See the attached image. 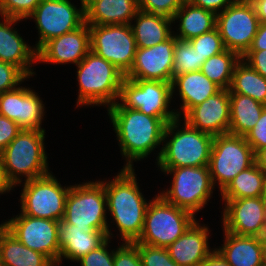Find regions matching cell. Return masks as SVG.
Instances as JSON below:
<instances>
[{"label": "cell", "instance_id": "cell-47", "mask_svg": "<svg viewBox=\"0 0 266 266\" xmlns=\"http://www.w3.org/2000/svg\"><path fill=\"white\" fill-rule=\"evenodd\" d=\"M199 266H230L224 257L215 249Z\"/></svg>", "mask_w": 266, "mask_h": 266}, {"label": "cell", "instance_id": "cell-39", "mask_svg": "<svg viewBox=\"0 0 266 266\" xmlns=\"http://www.w3.org/2000/svg\"><path fill=\"white\" fill-rule=\"evenodd\" d=\"M26 78L29 77L17 66L0 61V94L18 88Z\"/></svg>", "mask_w": 266, "mask_h": 266}, {"label": "cell", "instance_id": "cell-31", "mask_svg": "<svg viewBox=\"0 0 266 266\" xmlns=\"http://www.w3.org/2000/svg\"><path fill=\"white\" fill-rule=\"evenodd\" d=\"M229 93L249 96L266 105V78L251 68L242 59L236 64Z\"/></svg>", "mask_w": 266, "mask_h": 266}, {"label": "cell", "instance_id": "cell-11", "mask_svg": "<svg viewBox=\"0 0 266 266\" xmlns=\"http://www.w3.org/2000/svg\"><path fill=\"white\" fill-rule=\"evenodd\" d=\"M259 19L250 0H234L217 13L216 27L226 49L242 57L251 47Z\"/></svg>", "mask_w": 266, "mask_h": 266}, {"label": "cell", "instance_id": "cell-42", "mask_svg": "<svg viewBox=\"0 0 266 266\" xmlns=\"http://www.w3.org/2000/svg\"><path fill=\"white\" fill-rule=\"evenodd\" d=\"M244 137L254 153L266 147V107L255 126Z\"/></svg>", "mask_w": 266, "mask_h": 266}, {"label": "cell", "instance_id": "cell-34", "mask_svg": "<svg viewBox=\"0 0 266 266\" xmlns=\"http://www.w3.org/2000/svg\"><path fill=\"white\" fill-rule=\"evenodd\" d=\"M173 77L182 73L200 71L207 60L201 58L189 41L175 40Z\"/></svg>", "mask_w": 266, "mask_h": 266}, {"label": "cell", "instance_id": "cell-17", "mask_svg": "<svg viewBox=\"0 0 266 266\" xmlns=\"http://www.w3.org/2000/svg\"><path fill=\"white\" fill-rule=\"evenodd\" d=\"M176 39L172 34L166 41L153 47H137L132 67L125 77L172 83Z\"/></svg>", "mask_w": 266, "mask_h": 266}, {"label": "cell", "instance_id": "cell-28", "mask_svg": "<svg viewBox=\"0 0 266 266\" xmlns=\"http://www.w3.org/2000/svg\"><path fill=\"white\" fill-rule=\"evenodd\" d=\"M0 266H56L47 256L23 245L6 228L0 233Z\"/></svg>", "mask_w": 266, "mask_h": 266}, {"label": "cell", "instance_id": "cell-41", "mask_svg": "<svg viewBox=\"0 0 266 266\" xmlns=\"http://www.w3.org/2000/svg\"><path fill=\"white\" fill-rule=\"evenodd\" d=\"M113 266H143L138 248L133 243H123L114 251Z\"/></svg>", "mask_w": 266, "mask_h": 266}, {"label": "cell", "instance_id": "cell-13", "mask_svg": "<svg viewBox=\"0 0 266 266\" xmlns=\"http://www.w3.org/2000/svg\"><path fill=\"white\" fill-rule=\"evenodd\" d=\"M91 51L115 65L125 75L132 67L137 50L128 24L89 25Z\"/></svg>", "mask_w": 266, "mask_h": 266}, {"label": "cell", "instance_id": "cell-14", "mask_svg": "<svg viewBox=\"0 0 266 266\" xmlns=\"http://www.w3.org/2000/svg\"><path fill=\"white\" fill-rule=\"evenodd\" d=\"M39 31L38 51L47 41L72 32L85 23L84 6L77 9L69 0H42L29 16Z\"/></svg>", "mask_w": 266, "mask_h": 266}, {"label": "cell", "instance_id": "cell-4", "mask_svg": "<svg viewBox=\"0 0 266 266\" xmlns=\"http://www.w3.org/2000/svg\"><path fill=\"white\" fill-rule=\"evenodd\" d=\"M76 66L79 82L77 106L103 104L109 108L116 103L125 78L122 71L91 50Z\"/></svg>", "mask_w": 266, "mask_h": 266}, {"label": "cell", "instance_id": "cell-43", "mask_svg": "<svg viewBox=\"0 0 266 266\" xmlns=\"http://www.w3.org/2000/svg\"><path fill=\"white\" fill-rule=\"evenodd\" d=\"M21 130L22 128L15 121L0 115V153Z\"/></svg>", "mask_w": 266, "mask_h": 266}, {"label": "cell", "instance_id": "cell-32", "mask_svg": "<svg viewBox=\"0 0 266 266\" xmlns=\"http://www.w3.org/2000/svg\"><path fill=\"white\" fill-rule=\"evenodd\" d=\"M264 171L256 163L240 172L221 192L222 199L261 197Z\"/></svg>", "mask_w": 266, "mask_h": 266}, {"label": "cell", "instance_id": "cell-5", "mask_svg": "<svg viewBox=\"0 0 266 266\" xmlns=\"http://www.w3.org/2000/svg\"><path fill=\"white\" fill-rule=\"evenodd\" d=\"M45 130L22 129L0 153L6 177L12 186L49 174L44 148Z\"/></svg>", "mask_w": 266, "mask_h": 266}, {"label": "cell", "instance_id": "cell-51", "mask_svg": "<svg viewBox=\"0 0 266 266\" xmlns=\"http://www.w3.org/2000/svg\"><path fill=\"white\" fill-rule=\"evenodd\" d=\"M263 266H266V235L261 237Z\"/></svg>", "mask_w": 266, "mask_h": 266}, {"label": "cell", "instance_id": "cell-21", "mask_svg": "<svg viewBox=\"0 0 266 266\" xmlns=\"http://www.w3.org/2000/svg\"><path fill=\"white\" fill-rule=\"evenodd\" d=\"M107 239V234L104 231H94L91 227L79 228L66 223L63 219L60 220L58 226L59 264L62 257L77 261L98 248Z\"/></svg>", "mask_w": 266, "mask_h": 266}, {"label": "cell", "instance_id": "cell-8", "mask_svg": "<svg viewBox=\"0 0 266 266\" xmlns=\"http://www.w3.org/2000/svg\"><path fill=\"white\" fill-rule=\"evenodd\" d=\"M172 83L124 78L119 98L125 108L139 110L151 117L162 118L167 124L181 118L180 112L169 110L172 100Z\"/></svg>", "mask_w": 266, "mask_h": 266}, {"label": "cell", "instance_id": "cell-9", "mask_svg": "<svg viewBox=\"0 0 266 266\" xmlns=\"http://www.w3.org/2000/svg\"><path fill=\"white\" fill-rule=\"evenodd\" d=\"M254 163L255 153L244 136L229 133L214 136L208 167L213 186L218 181L220 193Z\"/></svg>", "mask_w": 266, "mask_h": 266}, {"label": "cell", "instance_id": "cell-38", "mask_svg": "<svg viewBox=\"0 0 266 266\" xmlns=\"http://www.w3.org/2000/svg\"><path fill=\"white\" fill-rule=\"evenodd\" d=\"M185 0H138L139 10L173 18Z\"/></svg>", "mask_w": 266, "mask_h": 266}, {"label": "cell", "instance_id": "cell-35", "mask_svg": "<svg viewBox=\"0 0 266 266\" xmlns=\"http://www.w3.org/2000/svg\"><path fill=\"white\" fill-rule=\"evenodd\" d=\"M189 42L194 49L197 50L201 58L206 59L219 54L226 49L217 27L209 32L190 39Z\"/></svg>", "mask_w": 266, "mask_h": 266}, {"label": "cell", "instance_id": "cell-1", "mask_svg": "<svg viewBox=\"0 0 266 266\" xmlns=\"http://www.w3.org/2000/svg\"><path fill=\"white\" fill-rule=\"evenodd\" d=\"M107 109L122 156L127 158L123 169H133V160L144 159L165 142L163 135L167 123L162 118L125 108L118 102Z\"/></svg>", "mask_w": 266, "mask_h": 266}, {"label": "cell", "instance_id": "cell-19", "mask_svg": "<svg viewBox=\"0 0 266 266\" xmlns=\"http://www.w3.org/2000/svg\"><path fill=\"white\" fill-rule=\"evenodd\" d=\"M42 99L31 88L18 87L0 94V115L15 121L22 129L41 128L44 116Z\"/></svg>", "mask_w": 266, "mask_h": 266}, {"label": "cell", "instance_id": "cell-23", "mask_svg": "<svg viewBox=\"0 0 266 266\" xmlns=\"http://www.w3.org/2000/svg\"><path fill=\"white\" fill-rule=\"evenodd\" d=\"M3 19L4 22H0V61L17 66L31 77L35 74L30 67L37 61V51L24 42L18 31L13 30L12 25L21 19L11 17Z\"/></svg>", "mask_w": 266, "mask_h": 266}, {"label": "cell", "instance_id": "cell-26", "mask_svg": "<svg viewBox=\"0 0 266 266\" xmlns=\"http://www.w3.org/2000/svg\"><path fill=\"white\" fill-rule=\"evenodd\" d=\"M176 87L183 102L180 109H182L184 115L192 107L201 104L221 89L201 71H192L174 76L172 93H174Z\"/></svg>", "mask_w": 266, "mask_h": 266}, {"label": "cell", "instance_id": "cell-7", "mask_svg": "<svg viewBox=\"0 0 266 266\" xmlns=\"http://www.w3.org/2000/svg\"><path fill=\"white\" fill-rule=\"evenodd\" d=\"M106 192L101 181L86 182L70 186L63 220L79 228L91 227L112 235L106 219Z\"/></svg>", "mask_w": 266, "mask_h": 266}, {"label": "cell", "instance_id": "cell-53", "mask_svg": "<svg viewBox=\"0 0 266 266\" xmlns=\"http://www.w3.org/2000/svg\"><path fill=\"white\" fill-rule=\"evenodd\" d=\"M81 1V6H86L91 0H80Z\"/></svg>", "mask_w": 266, "mask_h": 266}, {"label": "cell", "instance_id": "cell-54", "mask_svg": "<svg viewBox=\"0 0 266 266\" xmlns=\"http://www.w3.org/2000/svg\"><path fill=\"white\" fill-rule=\"evenodd\" d=\"M4 228H5V222L3 224H0V233L3 231Z\"/></svg>", "mask_w": 266, "mask_h": 266}, {"label": "cell", "instance_id": "cell-24", "mask_svg": "<svg viewBox=\"0 0 266 266\" xmlns=\"http://www.w3.org/2000/svg\"><path fill=\"white\" fill-rule=\"evenodd\" d=\"M84 11L85 22L88 25H130L139 11V2L138 0H91L84 7Z\"/></svg>", "mask_w": 266, "mask_h": 266}, {"label": "cell", "instance_id": "cell-45", "mask_svg": "<svg viewBox=\"0 0 266 266\" xmlns=\"http://www.w3.org/2000/svg\"><path fill=\"white\" fill-rule=\"evenodd\" d=\"M188 1L195 6L210 10L217 14L226 9L234 0H188Z\"/></svg>", "mask_w": 266, "mask_h": 266}, {"label": "cell", "instance_id": "cell-33", "mask_svg": "<svg viewBox=\"0 0 266 266\" xmlns=\"http://www.w3.org/2000/svg\"><path fill=\"white\" fill-rule=\"evenodd\" d=\"M241 57L228 49L208 58L201 67V72L221 89H229L233 71Z\"/></svg>", "mask_w": 266, "mask_h": 266}, {"label": "cell", "instance_id": "cell-46", "mask_svg": "<svg viewBox=\"0 0 266 266\" xmlns=\"http://www.w3.org/2000/svg\"><path fill=\"white\" fill-rule=\"evenodd\" d=\"M266 50V23H259L257 33L248 51Z\"/></svg>", "mask_w": 266, "mask_h": 266}, {"label": "cell", "instance_id": "cell-27", "mask_svg": "<svg viewBox=\"0 0 266 266\" xmlns=\"http://www.w3.org/2000/svg\"><path fill=\"white\" fill-rule=\"evenodd\" d=\"M172 20L180 21L178 28L180 33L174 36L179 40L189 41L194 37L215 29L217 14L185 0Z\"/></svg>", "mask_w": 266, "mask_h": 266}, {"label": "cell", "instance_id": "cell-44", "mask_svg": "<svg viewBox=\"0 0 266 266\" xmlns=\"http://www.w3.org/2000/svg\"><path fill=\"white\" fill-rule=\"evenodd\" d=\"M241 59L266 78V50L247 51Z\"/></svg>", "mask_w": 266, "mask_h": 266}, {"label": "cell", "instance_id": "cell-22", "mask_svg": "<svg viewBox=\"0 0 266 266\" xmlns=\"http://www.w3.org/2000/svg\"><path fill=\"white\" fill-rule=\"evenodd\" d=\"M208 227L195 221L167 248L170 258L179 266H199L213 251L208 246Z\"/></svg>", "mask_w": 266, "mask_h": 266}, {"label": "cell", "instance_id": "cell-20", "mask_svg": "<svg viewBox=\"0 0 266 266\" xmlns=\"http://www.w3.org/2000/svg\"><path fill=\"white\" fill-rule=\"evenodd\" d=\"M91 50L89 25L47 41L37 51V62L78 65Z\"/></svg>", "mask_w": 266, "mask_h": 266}, {"label": "cell", "instance_id": "cell-36", "mask_svg": "<svg viewBox=\"0 0 266 266\" xmlns=\"http://www.w3.org/2000/svg\"><path fill=\"white\" fill-rule=\"evenodd\" d=\"M139 251L143 266H179L169 255L167 248L133 243Z\"/></svg>", "mask_w": 266, "mask_h": 266}, {"label": "cell", "instance_id": "cell-3", "mask_svg": "<svg viewBox=\"0 0 266 266\" xmlns=\"http://www.w3.org/2000/svg\"><path fill=\"white\" fill-rule=\"evenodd\" d=\"M179 120L177 118L166 125L163 140L171 134L173 136L158 153V167L208 166L214 137L189 126L185 121L184 127L179 129Z\"/></svg>", "mask_w": 266, "mask_h": 266}, {"label": "cell", "instance_id": "cell-52", "mask_svg": "<svg viewBox=\"0 0 266 266\" xmlns=\"http://www.w3.org/2000/svg\"><path fill=\"white\" fill-rule=\"evenodd\" d=\"M261 197L266 201V172H264Z\"/></svg>", "mask_w": 266, "mask_h": 266}, {"label": "cell", "instance_id": "cell-50", "mask_svg": "<svg viewBox=\"0 0 266 266\" xmlns=\"http://www.w3.org/2000/svg\"><path fill=\"white\" fill-rule=\"evenodd\" d=\"M255 163L261 170L266 172V147L259 149L255 153Z\"/></svg>", "mask_w": 266, "mask_h": 266}, {"label": "cell", "instance_id": "cell-2", "mask_svg": "<svg viewBox=\"0 0 266 266\" xmlns=\"http://www.w3.org/2000/svg\"><path fill=\"white\" fill-rule=\"evenodd\" d=\"M134 169H121L112 181H101L106 192L107 208L125 242H135L141 235L147 203L139 190Z\"/></svg>", "mask_w": 266, "mask_h": 266}, {"label": "cell", "instance_id": "cell-25", "mask_svg": "<svg viewBox=\"0 0 266 266\" xmlns=\"http://www.w3.org/2000/svg\"><path fill=\"white\" fill-rule=\"evenodd\" d=\"M224 233V244L216 250L230 266H263L261 237Z\"/></svg>", "mask_w": 266, "mask_h": 266}, {"label": "cell", "instance_id": "cell-15", "mask_svg": "<svg viewBox=\"0 0 266 266\" xmlns=\"http://www.w3.org/2000/svg\"><path fill=\"white\" fill-rule=\"evenodd\" d=\"M59 221L30 217L20 213L5 222V228L23 245L47 256L56 266L59 264Z\"/></svg>", "mask_w": 266, "mask_h": 266}, {"label": "cell", "instance_id": "cell-10", "mask_svg": "<svg viewBox=\"0 0 266 266\" xmlns=\"http://www.w3.org/2000/svg\"><path fill=\"white\" fill-rule=\"evenodd\" d=\"M160 169L173 174L170 189L160 193L167 202L192 214L207 204L214 188L208 166Z\"/></svg>", "mask_w": 266, "mask_h": 266}, {"label": "cell", "instance_id": "cell-48", "mask_svg": "<svg viewBox=\"0 0 266 266\" xmlns=\"http://www.w3.org/2000/svg\"><path fill=\"white\" fill-rule=\"evenodd\" d=\"M11 188H14L12 184L8 181L4 169V164L0 156V193L9 192Z\"/></svg>", "mask_w": 266, "mask_h": 266}, {"label": "cell", "instance_id": "cell-6", "mask_svg": "<svg viewBox=\"0 0 266 266\" xmlns=\"http://www.w3.org/2000/svg\"><path fill=\"white\" fill-rule=\"evenodd\" d=\"M195 221L194 214L167 202L157 194L147 207L140 237L132 243L166 248Z\"/></svg>", "mask_w": 266, "mask_h": 266}, {"label": "cell", "instance_id": "cell-16", "mask_svg": "<svg viewBox=\"0 0 266 266\" xmlns=\"http://www.w3.org/2000/svg\"><path fill=\"white\" fill-rule=\"evenodd\" d=\"M223 200L224 231L240 236L266 235V201L262 197Z\"/></svg>", "mask_w": 266, "mask_h": 266}, {"label": "cell", "instance_id": "cell-40", "mask_svg": "<svg viewBox=\"0 0 266 266\" xmlns=\"http://www.w3.org/2000/svg\"><path fill=\"white\" fill-rule=\"evenodd\" d=\"M109 238L98 248L92 250L87 255L82 256L79 261L81 266H113L114 250L107 251Z\"/></svg>", "mask_w": 266, "mask_h": 266}, {"label": "cell", "instance_id": "cell-29", "mask_svg": "<svg viewBox=\"0 0 266 266\" xmlns=\"http://www.w3.org/2000/svg\"><path fill=\"white\" fill-rule=\"evenodd\" d=\"M134 19L136 20V25L130 24V26L137 47H153L166 41L172 35V31L169 27L171 23H173L171 18L139 10L133 20Z\"/></svg>", "mask_w": 266, "mask_h": 266}, {"label": "cell", "instance_id": "cell-49", "mask_svg": "<svg viewBox=\"0 0 266 266\" xmlns=\"http://www.w3.org/2000/svg\"><path fill=\"white\" fill-rule=\"evenodd\" d=\"M256 10L259 23H266V0H250Z\"/></svg>", "mask_w": 266, "mask_h": 266}, {"label": "cell", "instance_id": "cell-30", "mask_svg": "<svg viewBox=\"0 0 266 266\" xmlns=\"http://www.w3.org/2000/svg\"><path fill=\"white\" fill-rule=\"evenodd\" d=\"M229 97V134L245 136L255 126L266 105L238 93H229Z\"/></svg>", "mask_w": 266, "mask_h": 266}, {"label": "cell", "instance_id": "cell-18", "mask_svg": "<svg viewBox=\"0 0 266 266\" xmlns=\"http://www.w3.org/2000/svg\"><path fill=\"white\" fill-rule=\"evenodd\" d=\"M184 121L201 132L214 136L229 133L230 97L228 89H220L201 104L192 107Z\"/></svg>", "mask_w": 266, "mask_h": 266}, {"label": "cell", "instance_id": "cell-12", "mask_svg": "<svg viewBox=\"0 0 266 266\" xmlns=\"http://www.w3.org/2000/svg\"><path fill=\"white\" fill-rule=\"evenodd\" d=\"M70 186L63 188L51 173L24 182L21 194V213L60 221L64 217L65 203Z\"/></svg>", "mask_w": 266, "mask_h": 266}, {"label": "cell", "instance_id": "cell-37", "mask_svg": "<svg viewBox=\"0 0 266 266\" xmlns=\"http://www.w3.org/2000/svg\"><path fill=\"white\" fill-rule=\"evenodd\" d=\"M42 0H0V15L28 19Z\"/></svg>", "mask_w": 266, "mask_h": 266}]
</instances>
